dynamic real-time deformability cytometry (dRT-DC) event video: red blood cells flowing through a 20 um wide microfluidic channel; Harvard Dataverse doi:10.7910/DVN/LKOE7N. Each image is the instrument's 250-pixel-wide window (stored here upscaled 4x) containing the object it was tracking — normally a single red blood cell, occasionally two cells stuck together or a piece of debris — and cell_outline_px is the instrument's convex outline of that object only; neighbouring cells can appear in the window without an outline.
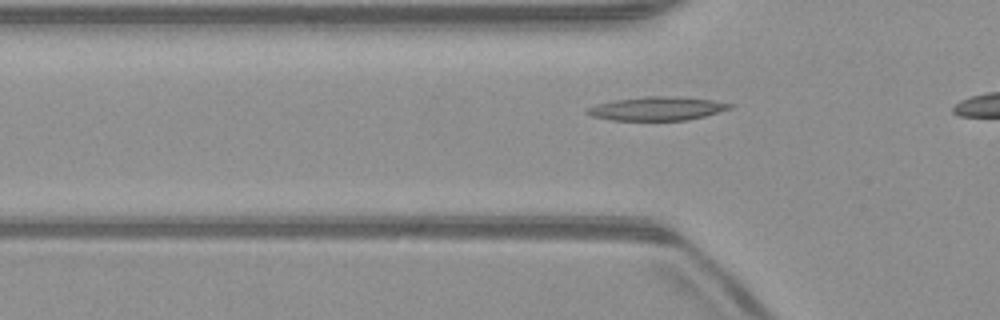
{"species": "common noctule bat (a hibernating species)", "species_latin": "Nyctalus noctula", "temperature_condition": "warm", "stored_images_in_passage": 41, "camera_frame_rate_fps": 3000, "um_per_image_px": 0.085, "animal": {"sex": "male", "body_mass_g": 23.1, "forearm_length_mm": 52.7}, "frame": {"image": 1, "passage_image": 10, "time_ms": 3.0, "image_size_px": [1000, 320], "cell_outline_px": [[732, 108], [704, 116], [688, 120], [608, 120], [592, 116], [584, 112], [588, 108], [596, 104], [616, 100], [644, 96], [676, 96], [712, 100], [732, 104]], "centroid_in_image_um": [55.83, 9.23], "position_along_channel_um": 70.0, "area_um2": 19.59}}
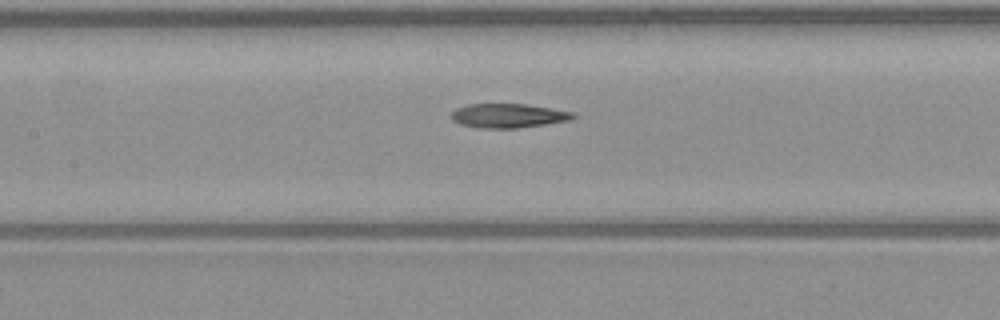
{"frame": {"image": 2, "passage_image": 17, "time_ms": 5.333, "image_size_px": [1000, 320], "cell_outline_px": [[576, 116], [568, 120], [544, 124], [516, 128], [480, 128], [460, 124], [452, 120], [452, 112], [456, 108], [468, 104], [524, 104], [552, 108], [572, 112]], "centroid_in_image_um": [43.16, 9.83], "position_along_channel_um": 164.2, "area_um2": 16.94}}
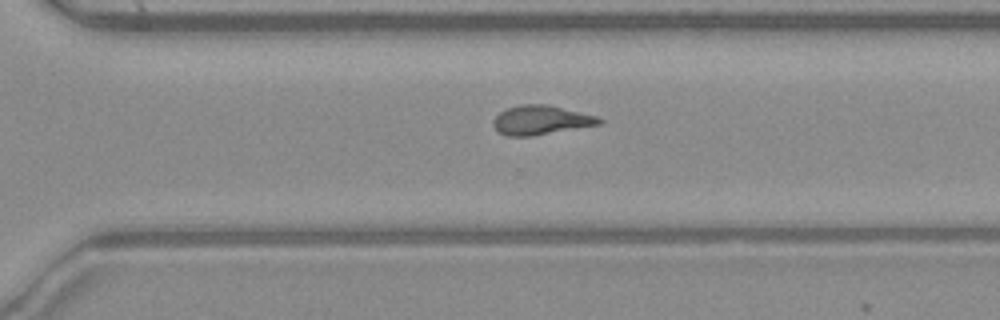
{"frame": {"image": 3, "passage_image": 29, "time_ms": 9.333, "image_size_px": [1000, 320], "cell_outline_px": [[604, 124], [532, 136], [508, 136], [500, 132], [492, 124], [492, 120], [500, 112], [508, 108], [520, 104], [548, 104], [596, 116], [604, 120]], "centroid_in_image_um": [46.01, 10.21], "position_along_channel_um": 324.6, "area_um2": 18.09}, "authors_computed_cell_mechanics": {"area_um2": 17.5134, "velocity_mm_per_s": 4.0171, "shape_relaxation_time_tau1_ms": null, "shape_relaxation_time_tau2_ms": 4.1472, "deformation_change_tau1": null, "deformation_change_tau2": 0.1329}}